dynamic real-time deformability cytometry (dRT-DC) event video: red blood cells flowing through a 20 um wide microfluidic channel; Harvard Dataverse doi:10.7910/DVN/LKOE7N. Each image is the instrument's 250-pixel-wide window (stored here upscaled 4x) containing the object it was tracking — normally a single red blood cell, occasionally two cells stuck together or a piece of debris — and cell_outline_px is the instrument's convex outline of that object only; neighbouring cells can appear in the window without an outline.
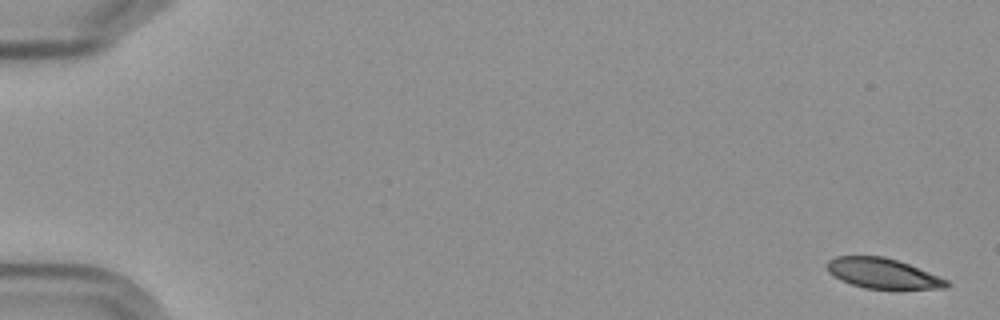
{"species": "Egyptian fruit bat (a non-hibernating species)", "species_latin": "Rousettus aegyptiacus", "temperature_condition": "cold", "stored_images_in_passage": 5, "camera_frame_rate_fps": 3000, "um_per_image_px": 0.085, "frame": {"image": 1, "passage_image": 1, "time_ms": 0.0, "image_size_px": [1000, 320], "cell_outline_px": [[952, 284], [944, 288], [864, 288], [840, 280], [828, 272], [828, 260], [836, 256], [884, 256], [908, 264], [948, 280]], "centroid_in_image_um": [75.01, 23.23], "position_along_channel_um": 10.0, "area_um2": 20.63}}
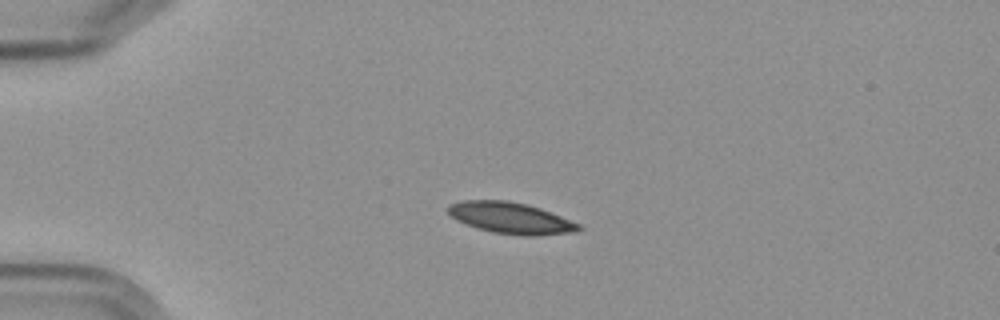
{"frame": {"image": 2, "passage_image": 4, "time_ms": 4.333, "image_size_px": [1000, 320], "cell_outline_px": [[584, 228], [576, 232], [536, 236], [524, 236], [492, 232], [456, 220], [448, 212], [448, 204], [464, 200], [508, 200], [528, 204], [540, 208], [580, 224]], "centroid_in_image_um": [43.45, 18.53], "position_along_channel_um": 41.6, "area_um2": 23.81}}